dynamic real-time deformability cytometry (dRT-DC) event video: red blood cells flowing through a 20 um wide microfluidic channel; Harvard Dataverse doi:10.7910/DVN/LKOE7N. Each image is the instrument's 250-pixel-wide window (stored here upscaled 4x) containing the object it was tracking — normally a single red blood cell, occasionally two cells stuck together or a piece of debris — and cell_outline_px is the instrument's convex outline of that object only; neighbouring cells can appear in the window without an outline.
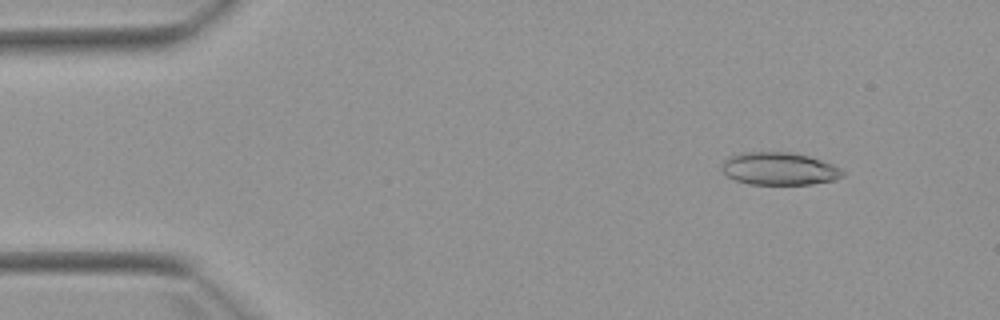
{"species": "Egyptian fruit bat (a non-hibernating species)", "species_latin": "Rousettus aegyptiacus", "temperature_condition": "warm", "stored_images_in_passage": 5, "camera_frame_rate_fps": 3000, "um_per_image_px": 0.085, "animal": {"sex": "female"}, "frame": {"image": 1, "passage_image": 1, "time_ms": 0.0, "image_size_px": [1000, 320], "cell_outline_px": [[844, 176], [836, 180], [812, 184], [748, 184], [736, 180], [728, 176], [720, 168], [720, 164], [724, 160], [732, 156], [744, 152], [788, 152], [808, 156], [832, 164], [840, 168], [844, 172]], "centroid_in_image_um": [66.24, 14.35], "position_along_channel_um": 18.8, "area_um2": 22.95}}
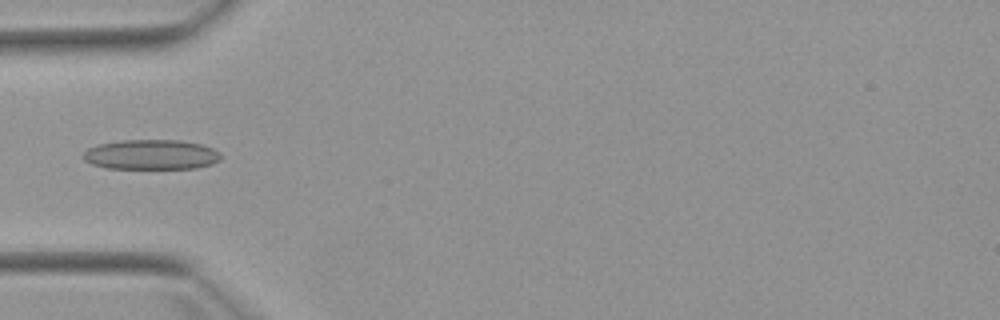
{"frame": {"image": 2, "passage_image": 4, "time_ms": 3.667, "image_size_px": [1000, 320], "cell_outline_px": [[224, 156], [220, 160], [212, 164], [196, 168], [104, 168], [92, 164], [84, 160], [84, 152], [88, 148], [100, 144], [120, 140], [180, 140], [200, 144], [212, 148]], "centroid_in_image_um": [12.87, 13.14], "position_along_channel_um": 72.1, "area_um2": 23.99}}
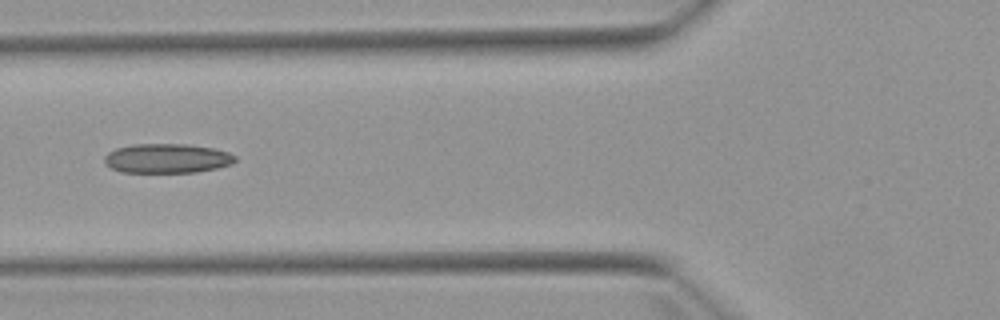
{"frame": {"image": 3, "passage_image": 5, "time_ms": 4.667, "image_size_px": [1000, 320], "cell_outline_px": [[236, 160], [232, 164], [216, 168], [196, 172], [120, 172], [104, 164], [104, 156], [108, 152], [116, 148], [132, 144], [188, 144], [212, 148], [228, 152], [236, 156]], "centroid_in_image_um": [14.17, 13.46], "position_along_channel_um": 111.6, "area_um2": 22.48}}